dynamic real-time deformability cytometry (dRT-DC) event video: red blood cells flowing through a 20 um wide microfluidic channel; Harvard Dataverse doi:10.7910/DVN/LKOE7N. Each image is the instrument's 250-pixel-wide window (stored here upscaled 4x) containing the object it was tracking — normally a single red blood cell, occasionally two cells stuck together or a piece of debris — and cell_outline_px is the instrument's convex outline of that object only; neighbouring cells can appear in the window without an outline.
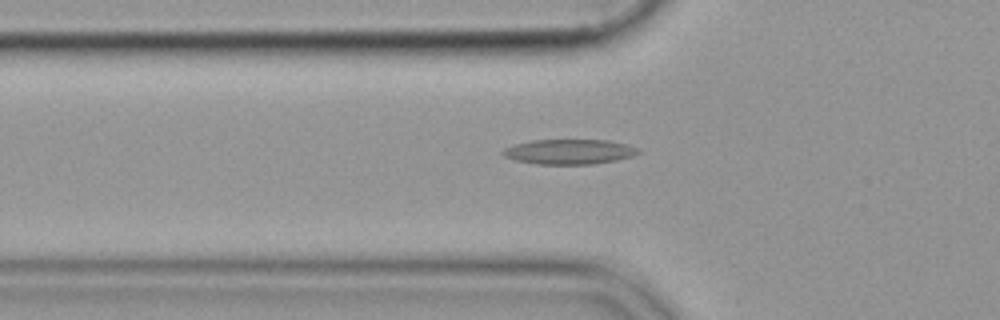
{"species": "common noctule bat (a hibernating species)", "species_latin": "Nyctalus noctula", "temperature_condition": "cold", "stored_images_in_passage": 55, "camera_frame_rate_fps": 3000, "um_per_image_px": 0.085, "animal": {"sex": "female", "body_mass_g": 19.9}, "frame": {"image": 1, "passage_image": 19, "time_ms": 6.0, "image_size_px": [1000, 320], "cell_outline_px": [[640, 152], [632, 156], [616, 160], [592, 164], [536, 164], [516, 160], [504, 156], [500, 152], [504, 148], [516, 144], [532, 140], [608, 140], [628, 144], [640, 148]], "centroid_in_image_um": [48.4, 12.89], "position_along_channel_um": 77.4, "area_um2": 19.71}}
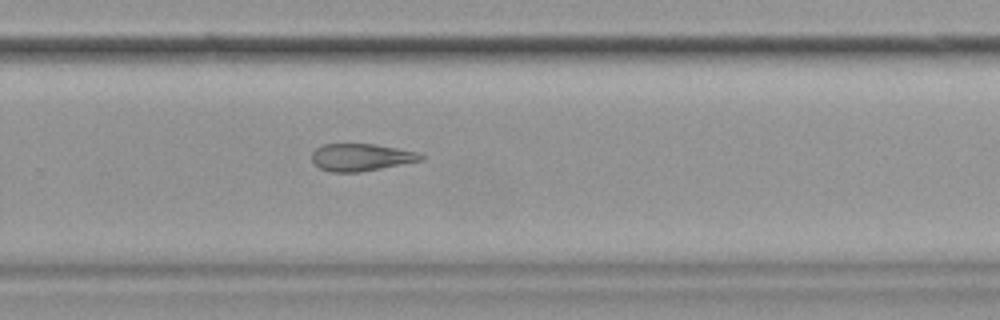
{"frame": {"image": 2, "passage_image": 37, "time_ms": 12.0, "image_size_px": [1000, 320], "cell_outline_px": [[424, 160], [360, 172], [332, 172], [320, 168], [312, 160], [312, 152], [316, 148], [324, 144], [372, 144], [396, 148], [416, 152], [424, 156]], "centroid_in_image_um": [30.69, 13.37], "position_along_channel_um": 299.1, "area_um2": 17.17}}
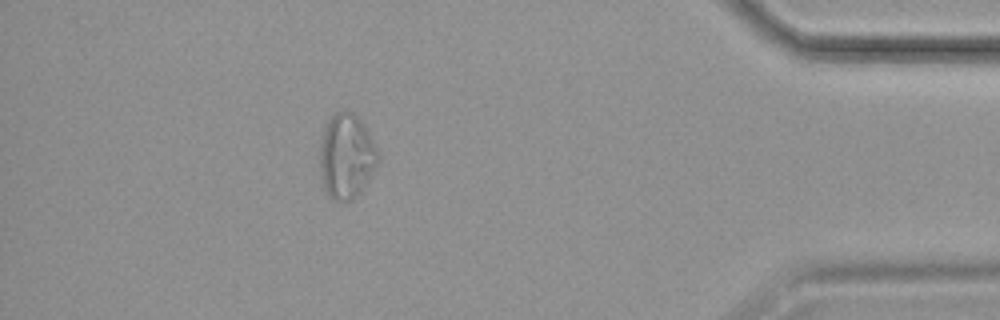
{"frame": {"image": 3, "passage_image": 49, "time_ms": 16.0, "image_size_px": [1000, 320], "cell_outline_px": [[376, 164], [372, 172], [356, 196], [352, 200], [332, 200], [328, 196], [324, 188], [320, 172], [320, 144], [324, 128], [328, 120], [336, 112], [344, 108], [352, 112], [364, 124], [376, 148]], "centroid_in_image_um": [29.4, 13.25], "position_along_channel_um": 405.8, "area_um2": 28.26}}